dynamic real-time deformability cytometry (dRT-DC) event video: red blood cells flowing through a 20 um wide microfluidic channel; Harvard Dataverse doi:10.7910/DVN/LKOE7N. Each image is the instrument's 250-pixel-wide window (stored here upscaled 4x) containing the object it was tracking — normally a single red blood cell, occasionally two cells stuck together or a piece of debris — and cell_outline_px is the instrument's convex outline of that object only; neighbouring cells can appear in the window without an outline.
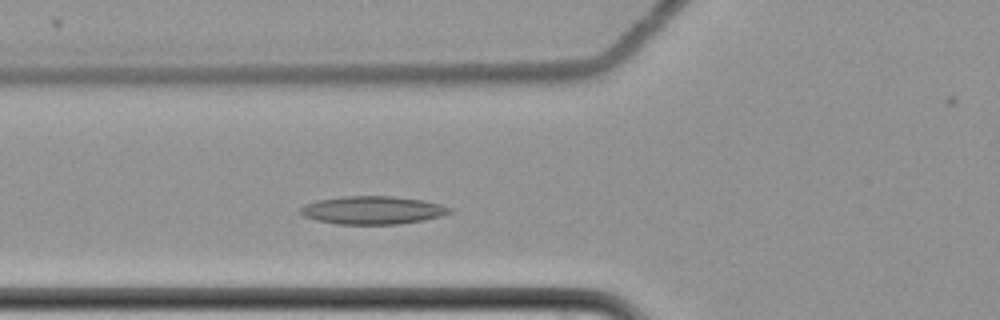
{"species": "common noctule bat (a hibernating species)", "species_latin": "Nyctalus noctula", "temperature_condition": "cold", "stored_images_in_passage": 52, "camera_frame_rate_fps": 3000, "um_per_image_px": 0.085, "animal": {"sex": "female", "body_mass_g": 22.7, "forearm_length_mm": 54.2}, "frame": {"image": 1, "passage_image": 14, "time_ms": 4.333, "image_size_px": [1000, 320], "cell_outline_px": [[452, 212], [440, 216], [424, 220], [400, 224], [336, 224], [316, 220], [304, 216], [300, 212], [300, 208], [304, 204], [316, 200], [344, 196], [392, 196], [424, 200], [440, 204], [452, 208]], "centroid_in_image_um": [31.67, 17.86], "position_along_channel_um": 94.1, "area_um2": 24.51}}
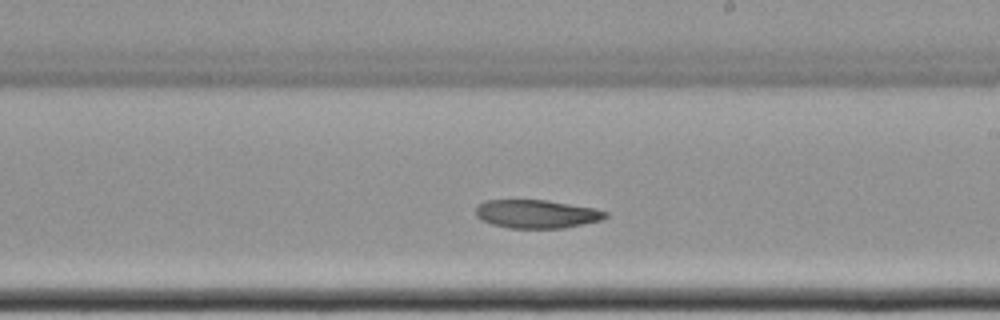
{"frame": {"image": 2, "passage_image": 27, "time_ms": 8.667, "image_size_px": [1000, 320], "cell_outline_px": [[608, 216], [600, 220], [564, 228], [508, 228], [492, 224], [480, 220], [476, 216], [476, 204], [484, 200], [544, 200], [596, 208], [608, 212]], "centroid_in_image_um": [45.57, 18.18], "position_along_channel_um": 243.4, "area_um2": 21.56}}
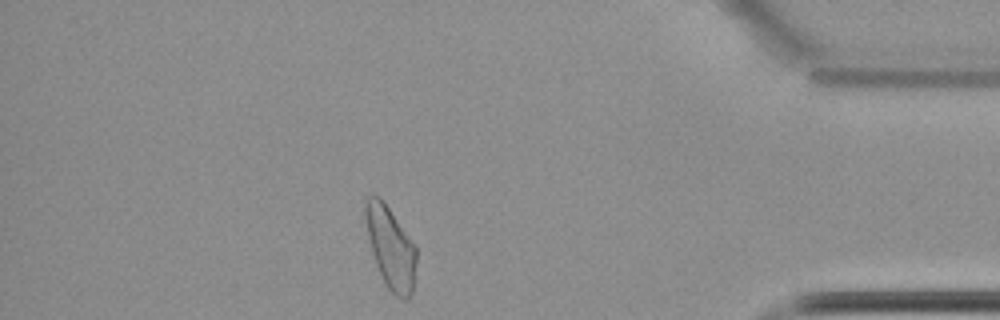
{"frame": {"image": 3, "passage_image": 44, "time_ms": 14.333, "image_size_px": [1000, 320], "cell_outline_px": [[416, 264], [412, 292], [408, 300], [400, 300], [384, 284], [376, 264], [372, 252], [368, 236], [364, 216], [364, 200], [368, 196], [380, 196], [416, 244]], "centroid_in_image_um": [33.21, 21.04], "position_along_channel_um": 402.0, "area_um2": 24.62}}